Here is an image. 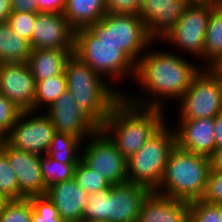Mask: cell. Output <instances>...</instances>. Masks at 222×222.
Returning <instances> with one entry per match:
<instances>
[{
    "label": "cell",
    "instance_id": "1",
    "mask_svg": "<svg viewBox=\"0 0 222 222\" xmlns=\"http://www.w3.org/2000/svg\"><path fill=\"white\" fill-rule=\"evenodd\" d=\"M156 45L157 42H152L136 64L133 82L136 81L141 91L126 92L123 96L138 106L169 111L166 102L174 100L173 104L178 103L202 67L191 61L192 58L175 53V49L173 52L161 48L156 50ZM153 46H156L155 49Z\"/></svg>",
    "mask_w": 222,
    "mask_h": 222
},
{
    "label": "cell",
    "instance_id": "2",
    "mask_svg": "<svg viewBox=\"0 0 222 222\" xmlns=\"http://www.w3.org/2000/svg\"><path fill=\"white\" fill-rule=\"evenodd\" d=\"M167 116L165 110L138 106L123 96L100 129L127 160L168 121Z\"/></svg>",
    "mask_w": 222,
    "mask_h": 222
},
{
    "label": "cell",
    "instance_id": "3",
    "mask_svg": "<svg viewBox=\"0 0 222 222\" xmlns=\"http://www.w3.org/2000/svg\"><path fill=\"white\" fill-rule=\"evenodd\" d=\"M64 73L67 90L77 100V105L101 127L126 90L118 91L74 53L68 59Z\"/></svg>",
    "mask_w": 222,
    "mask_h": 222
},
{
    "label": "cell",
    "instance_id": "4",
    "mask_svg": "<svg viewBox=\"0 0 222 222\" xmlns=\"http://www.w3.org/2000/svg\"><path fill=\"white\" fill-rule=\"evenodd\" d=\"M210 168L209 157L176 145L169 154L163 178L154 192L187 202L199 200L206 190Z\"/></svg>",
    "mask_w": 222,
    "mask_h": 222
},
{
    "label": "cell",
    "instance_id": "5",
    "mask_svg": "<svg viewBox=\"0 0 222 222\" xmlns=\"http://www.w3.org/2000/svg\"><path fill=\"white\" fill-rule=\"evenodd\" d=\"M74 54L118 91L117 82L135 79L136 63L111 41L99 40L89 28L75 31Z\"/></svg>",
    "mask_w": 222,
    "mask_h": 222
},
{
    "label": "cell",
    "instance_id": "6",
    "mask_svg": "<svg viewBox=\"0 0 222 222\" xmlns=\"http://www.w3.org/2000/svg\"><path fill=\"white\" fill-rule=\"evenodd\" d=\"M170 124V125H169ZM168 121L127 159L128 182L155 191L163 178L168 157L176 146V136Z\"/></svg>",
    "mask_w": 222,
    "mask_h": 222
},
{
    "label": "cell",
    "instance_id": "7",
    "mask_svg": "<svg viewBox=\"0 0 222 222\" xmlns=\"http://www.w3.org/2000/svg\"><path fill=\"white\" fill-rule=\"evenodd\" d=\"M88 28L99 40L117 45L136 64L152 43L142 18L135 14H106Z\"/></svg>",
    "mask_w": 222,
    "mask_h": 222
},
{
    "label": "cell",
    "instance_id": "8",
    "mask_svg": "<svg viewBox=\"0 0 222 222\" xmlns=\"http://www.w3.org/2000/svg\"><path fill=\"white\" fill-rule=\"evenodd\" d=\"M219 1H191L184 13L179 18L176 26L161 41L165 45L179 47L181 52H187L196 62L202 61L200 66L204 68V42L205 33L211 9ZM202 64V65H201Z\"/></svg>",
    "mask_w": 222,
    "mask_h": 222
},
{
    "label": "cell",
    "instance_id": "9",
    "mask_svg": "<svg viewBox=\"0 0 222 222\" xmlns=\"http://www.w3.org/2000/svg\"><path fill=\"white\" fill-rule=\"evenodd\" d=\"M178 102L176 119L215 118L222 112V83L202 68Z\"/></svg>",
    "mask_w": 222,
    "mask_h": 222
},
{
    "label": "cell",
    "instance_id": "10",
    "mask_svg": "<svg viewBox=\"0 0 222 222\" xmlns=\"http://www.w3.org/2000/svg\"><path fill=\"white\" fill-rule=\"evenodd\" d=\"M81 161L110 185L128 182L127 160L101 129L82 143Z\"/></svg>",
    "mask_w": 222,
    "mask_h": 222
},
{
    "label": "cell",
    "instance_id": "11",
    "mask_svg": "<svg viewBox=\"0 0 222 222\" xmlns=\"http://www.w3.org/2000/svg\"><path fill=\"white\" fill-rule=\"evenodd\" d=\"M55 132L50 117L44 111H22L4 140L16 149L43 156Z\"/></svg>",
    "mask_w": 222,
    "mask_h": 222
},
{
    "label": "cell",
    "instance_id": "12",
    "mask_svg": "<svg viewBox=\"0 0 222 222\" xmlns=\"http://www.w3.org/2000/svg\"><path fill=\"white\" fill-rule=\"evenodd\" d=\"M55 131L76 136L83 142L100 130V126L77 105L71 92L66 90L44 111Z\"/></svg>",
    "mask_w": 222,
    "mask_h": 222
},
{
    "label": "cell",
    "instance_id": "13",
    "mask_svg": "<svg viewBox=\"0 0 222 222\" xmlns=\"http://www.w3.org/2000/svg\"><path fill=\"white\" fill-rule=\"evenodd\" d=\"M36 80L27 63L0 64V94L22 111H34Z\"/></svg>",
    "mask_w": 222,
    "mask_h": 222
},
{
    "label": "cell",
    "instance_id": "14",
    "mask_svg": "<svg viewBox=\"0 0 222 222\" xmlns=\"http://www.w3.org/2000/svg\"><path fill=\"white\" fill-rule=\"evenodd\" d=\"M190 0H144L140 17L152 42H161L176 26Z\"/></svg>",
    "mask_w": 222,
    "mask_h": 222
},
{
    "label": "cell",
    "instance_id": "15",
    "mask_svg": "<svg viewBox=\"0 0 222 222\" xmlns=\"http://www.w3.org/2000/svg\"><path fill=\"white\" fill-rule=\"evenodd\" d=\"M75 31L62 13L37 12L32 49H74Z\"/></svg>",
    "mask_w": 222,
    "mask_h": 222
},
{
    "label": "cell",
    "instance_id": "16",
    "mask_svg": "<svg viewBox=\"0 0 222 222\" xmlns=\"http://www.w3.org/2000/svg\"><path fill=\"white\" fill-rule=\"evenodd\" d=\"M0 148L7 154L8 161L19 184V191L26 197L46 195L47 188L40 169V155L25 152L0 141Z\"/></svg>",
    "mask_w": 222,
    "mask_h": 222
},
{
    "label": "cell",
    "instance_id": "17",
    "mask_svg": "<svg viewBox=\"0 0 222 222\" xmlns=\"http://www.w3.org/2000/svg\"><path fill=\"white\" fill-rule=\"evenodd\" d=\"M176 123L173 129L176 145L179 148L207 157L213 154L215 150L214 118L177 119Z\"/></svg>",
    "mask_w": 222,
    "mask_h": 222
},
{
    "label": "cell",
    "instance_id": "18",
    "mask_svg": "<svg viewBox=\"0 0 222 222\" xmlns=\"http://www.w3.org/2000/svg\"><path fill=\"white\" fill-rule=\"evenodd\" d=\"M151 191L145 186L126 182L108 189V222H138L143 200Z\"/></svg>",
    "mask_w": 222,
    "mask_h": 222
},
{
    "label": "cell",
    "instance_id": "19",
    "mask_svg": "<svg viewBox=\"0 0 222 222\" xmlns=\"http://www.w3.org/2000/svg\"><path fill=\"white\" fill-rule=\"evenodd\" d=\"M45 196L55 205L62 220L82 222V212L88 193L76 183L74 178L50 186Z\"/></svg>",
    "mask_w": 222,
    "mask_h": 222
},
{
    "label": "cell",
    "instance_id": "20",
    "mask_svg": "<svg viewBox=\"0 0 222 222\" xmlns=\"http://www.w3.org/2000/svg\"><path fill=\"white\" fill-rule=\"evenodd\" d=\"M138 222H189V202L151 191L142 202Z\"/></svg>",
    "mask_w": 222,
    "mask_h": 222
},
{
    "label": "cell",
    "instance_id": "21",
    "mask_svg": "<svg viewBox=\"0 0 222 222\" xmlns=\"http://www.w3.org/2000/svg\"><path fill=\"white\" fill-rule=\"evenodd\" d=\"M74 49H32L28 66L36 82L65 72Z\"/></svg>",
    "mask_w": 222,
    "mask_h": 222
},
{
    "label": "cell",
    "instance_id": "22",
    "mask_svg": "<svg viewBox=\"0 0 222 222\" xmlns=\"http://www.w3.org/2000/svg\"><path fill=\"white\" fill-rule=\"evenodd\" d=\"M62 14L74 31L88 28L106 15L105 0H66Z\"/></svg>",
    "mask_w": 222,
    "mask_h": 222
},
{
    "label": "cell",
    "instance_id": "23",
    "mask_svg": "<svg viewBox=\"0 0 222 222\" xmlns=\"http://www.w3.org/2000/svg\"><path fill=\"white\" fill-rule=\"evenodd\" d=\"M31 52L30 41L18 36L7 22H0V64L27 63Z\"/></svg>",
    "mask_w": 222,
    "mask_h": 222
},
{
    "label": "cell",
    "instance_id": "24",
    "mask_svg": "<svg viewBox=\"0 0 222 222\" xmlns=\"http://www.w3.org/2000/svg\"><path fill=\"white\" fill-rule=\"evenodd\" d=\"M222 55V0L210 12L204 42V68Z\"/></svg>",
    "mask_w": 222,
    "mask_h": 222
},
{
    "label": "cell",
    "instance_id": "25",
    "mask_svg": "<svg viewBox=\"0 0 222 222\" xmlns=\"http://www.w3.org/2000/svg\"><path fill=\"white\" fill-rule=\"evenodd\" d=\"M82 143L76 136L55 132L45 156L59 163H78L81 160Z\"/></svg>",
    "mask_w": 222,
    "mask_h": 222
},
{
    "label": "cell",
    "instance_id": "26",
    "mask_svg": "<svg viewBox=\"0 0 222 222\" xmlns=\"http://www.w3.org/2000/svg\"><path fill=\"white\" fill-rule=\"evenodd\" d=\"M67 90L65 73L36 82L34 111H45Z\"/></svg>",
    "mask_w": 222,
    "mask_h": 222
},
{
    "label": "cell",
    "instance_id": "27",
    "mask_svg": "<svg viewBox=\"0 0 222 222\" xmlns=\"http://www.w3.org/2000/svg\"><path fill=\"white\" fill-rule=\"evenodd\" d=\"M77 163H59L49 156H41L40 169L45 187L69 180L74 176V170Z\"/></svg>",
    "mask_w": 222,
    "mask_h": 222
},
{
    "label": "cell",
    "instance_id": "28",
    "mask_svg": "<svg viewBox=\"0 0 222 222\" xmlns=\"http://www.w3.org/2000/svg\"><path fill=\"white\" fill-rule=\"evenodd\" d=\"M0 195L8 201L22 200L26 197L19 191L16 174L12 170L7 154L0 148Z\"/></svg>",
    "mask_w": 222,
    "mask_h": 222
},
{
    "label": "cell",
    "instance_id": "29",
    "mask_svg": "<svg viewBox=\"0 0 222 222\" xmlns=\"http://www.w3.org/2000/svg\"><path fill=\"white\" fill-rule=\"evenodd\" d=\"M76 183L88 194H94L98 191L110 188L109 182L97 172H93L81 160L76 164L74 176Z\"/></svg>",
    "mask_w": 222,
    "mask_h": 222
},
{
    "label": "cell",
    "instance_id": "30",
    "mask_svg": "<svg viewBox=\"0 0 222 222\" xmlns=\"http://www.w3.org/2000/svg\"><path fill=\"white\" fill-rule=\"evenodd\" d=\"M108 221V189L88 194L82 222Z\"/></svg>",
    "mask_w": 222,
    "mask_h": 222
},
{
    "label": "cell",
    "instance_id": "31",
    "mask_svg": "<svg viewBox=\"0 0 222 222\" xmlns=\"http://www.w3.org/2000/svg\"><path fill=\"white\" fill-rule=\"evenodd\" d=\"M33 207L28 198L8 201L0 214V222H33Z\"/></svg>",
    "mask_w": 222,
    "mask_h": 222
},
{
    "label": "cell",
    "instance_id": "32",
    "mask_svg": "<svg viewBox=\"0 0 222 222\" xmlns=\"http://www.w3.org/2000/svg\"><path fill=\"white\" fill-rule=\"evenodd\" d=\"M28 199L33 207V222H65L59 216L55 205L45 196H30Z\"/></svg>",
    "mask_w": 222,
    "mask_h": 222
},
{
    "label": "cell",
    "instance_id": "33",
    "mask_svg": "<svg viewBox=\"0 0 222 222\" xmlns=\"http://www.w3.org/2000/svg\"><path fill=\"white\" fill-rule=\"evenodd\" d=\"M36 19L37 12H12L7 23L18 36L31 41Z\"/></svg>",
    "mask_w": 222,
    "mask_h": 222
},
{
    "label": "cell",
    "instance_id": "34",
    "mask_svg": "<svg viewBox=\"0 0 222 222\" xmlns=\"http://www.w3.org/2000/svg\"><path fill=\"white\" fill-rule=\"evenodd\" d=\"M21 112L13 102L0 94V141L9 134Z\"/></svg>",
    "mask_w": 222,
    "mask_h": 222
},
{
    "label": "cell",
    "instance_id": "35",
    "mask_svg": "<svg viewBox=\"0 0 222 222\" xmlns=\"http://www.w3.org/2000/svg\"><path fill=\"white\" fill-rule=\"evenodd\" d=\"M189 222H220L217 206L201 199L189 202Z\"/></svg>",
    "mask_w": 222,
    "mask_h": 222
},
{
    "label": "cell",
    "instance_id": "36",
    "mask_svg": "<svg viewBox=\"0 0 222 222\" xmlns=\"http://www.w3.org/2000/svg\"><path fill=\"white\" fill-rule=\"evenodd\" d=\"M201 200L210 204L222 201V172L210 168L206 190Z\"/></svg>",
    "mask_w": 222,
    "mask_h": 222
},
{
    "label": "cell",
    "instance_id": "37",
    "mask_svg": "<svg viewBox=\"0 0 222 222\" xmlns=\"http://www.w3.org/2000/svg\"><path fill=\"white\" fill-rule=\"evenodd\" d=\"M144 0H105L106 14L140 15Z\"/></svg>",
    "mask_w": 222,
    "mask_h": 222
},
{
    "label": "cell",
    "instance_id": "38",
    "mask_svg": "<svg viewBox=\"0 0 222 222\" xmlns=\"http://www.w3.org/2000/svg\"><path fill=\"white\" fill-rule=\"evenodd\" d=\"M38 12L62 13L66 0H37Z\"/></svg>",
    "mask_w": 222,
    "mask_h": 222
},
{
    "label": "cell",
    "instance_id": "39",
    "mask_svg": "<svg viewBox=\"0 0 222 222\" xmlns=\"http://www.w3.org/2000/svg\"><path fill=\"white\" fill-rule=\"evenodd\" d=\"M12 12H38L37 0H11Z\"/></svg>",
    "mask_w": 222,
    "mask_h": 222
},
{
    "label": "cell",
    "instance_id": "40",
    "mask_svg": "<svg viewBox=\"0 0 222 222\" xmlns=\"http://www.w3.org/2000/svg\"><path fill=\"white\" fill-rule=\"evenodd\" d=\"M206 69L222 83V55L212 61Z\"/></svg>",
    "mask_w": 222,
    "mask_h": 222
},
{
    "label": "cell",
    "instance_id": "41",
    "mask_svg": "<svg viewBox=\"0 0 222 222\" xmlns=\"http://www.w3.org/2000/svg\"><path fill=\"white\" fill-rule=\"evenodd\" d=\"M215 123V149L222 147V112L214 118Z\"/></svg>",
    "mask_w": 222,
    "mask_h": 222
},
{
    "label": "cell",
    "instance_id": "42",
    "mask_svg": "<svg viewBox=\"0 0 222 222\" xmlns=\"http://www.w3.org/2000/svg\"><path fill=\"white\" fill-rule=\"evenodd\" d=\"M209 158L211 169L222 172V147L215 149Z\"/></svg>",
    "mask_w": 222,
    "mask_h": 222
},
{
    "label": "cell",
    "instance_id": "43",
    "mask_svg": "<svg viewBox=\"0 0 222 222\" xmlns=\"http://www.w3.org/2000/svg\"><path fill=\"white\" fill-rule=\"evenodd\" d=\"M11 13V0H0V22H7Z\"/></svg>",
    "mask_w": 222,
    "mask_h": 222
},
{
    "label": "cell",
    "instance_id": "44",
    "mask_svg": "<svg viewBox=\"0 0 222 222\" xmlns=\"http://www.w3.org/2000/svg\"><path fill=\"white\" fill-rule=\"evenodd\" d=\"M7 202H8V200L4 196L0 195V214H1L2 210H3L4 205Z\"/></svg>",
    "mask_w": 222,
    "mask_h": 222
},
{
    "label": "cell",
    "instance_id": "45",
    "mask_svg": "<svg viewBox=\"0 0 222 222\" xmlns=\"http://www.w3.org/2000/svg\"><path fill=\"white\" fill-rule=\"evenodd\" d=\"M215 205L218 208V213H219V216H220V222H222V201L218 202V203H215Z\"/></svg>",
    "mask_w": 222,
    "mask_h": 222
},
{
    "label": "cell",
    "instance_id": "46",
    "mask_svg": "<svg viewBox=\"0 0 222 222\" xmlns=\"http://www.w3.org/2000/svg\"><path fill=\"white\" fill-rule=\"evenodd\" d=\"M190 1H221V0H190Z\"/></svg>",
    "mask_w": 222,
    "mask_h": 222
}]
</instances>
